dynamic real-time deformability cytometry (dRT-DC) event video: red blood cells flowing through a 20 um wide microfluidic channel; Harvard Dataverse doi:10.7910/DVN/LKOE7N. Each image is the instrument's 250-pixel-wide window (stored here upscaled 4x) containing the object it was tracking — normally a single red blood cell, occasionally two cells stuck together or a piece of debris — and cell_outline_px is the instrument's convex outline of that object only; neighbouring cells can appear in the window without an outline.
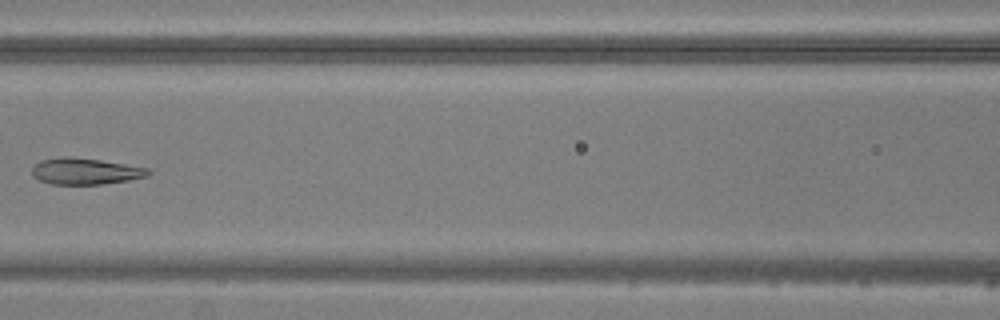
{"species": "common noctule bat (a hibernating species)", "species_latin": "Nyctalus noctula", "temperature_condition": "warm", "stored_images_in_passage": 6, "camera_frame_rate_fps": 3000, "um_per_image_px": 0.085, "animal": {"sex": "male", "body_mass_g": 20.5, "forearm_length_mm": 52.5}, "frame": {"image": 1, "passage_image": 6, "time_ms": 6.667, "image_size_px": [1000, 320], "cell_outline_px": [[152, 172], [148, 176], [128, 180], [100, 184], [52, 184], [40, 180], [32, 176], [32, 168], [40, 160], [100, 160], [148, 168]], "centroid_in_image_um": [7.32, 14.61], "position_along_channel_um": 159.3, "area_um2": 16.82}}